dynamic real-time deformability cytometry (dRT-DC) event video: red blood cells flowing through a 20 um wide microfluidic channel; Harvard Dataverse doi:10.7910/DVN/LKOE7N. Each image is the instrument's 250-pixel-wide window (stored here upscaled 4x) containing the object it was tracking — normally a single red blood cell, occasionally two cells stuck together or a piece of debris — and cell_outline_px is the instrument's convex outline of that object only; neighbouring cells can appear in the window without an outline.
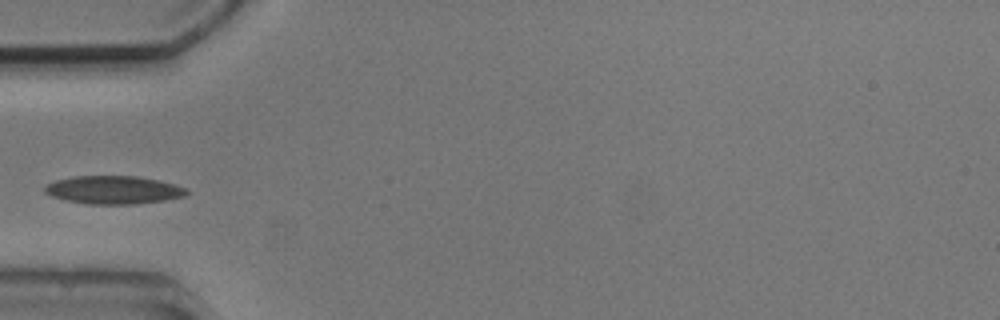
{"species": "common noctule bat (a hibernating species)", "species_latin": "Nyctalus noctula", "temperature_condition": "cold", "stored_images_in_passage": 2, "camera_frame_rate_fps": 3000, "um_per_image_px": 0.085, "animal": {"sex": "male", "body_mass_g": 20.5, "forearm_length_mm": 52.5}, "frame": {"image": 1, "passage_image": 1, "time_ms": 0.0, "image_size_px": [1000, 320], "cell_outline_px": [[188, 192], [184, 196], [164, 200], [136, 204], [88, 204], [64, 200], [52, 196], [44, 192], [44, 188], [48, 184], [56, 180], [72, 176], [136, 176], [176, 184], [184, 188]], "centroid_in_image_um": [9.62, 16.14], "position_along_channel_um": 75.4, "area_um2": 23.12}}